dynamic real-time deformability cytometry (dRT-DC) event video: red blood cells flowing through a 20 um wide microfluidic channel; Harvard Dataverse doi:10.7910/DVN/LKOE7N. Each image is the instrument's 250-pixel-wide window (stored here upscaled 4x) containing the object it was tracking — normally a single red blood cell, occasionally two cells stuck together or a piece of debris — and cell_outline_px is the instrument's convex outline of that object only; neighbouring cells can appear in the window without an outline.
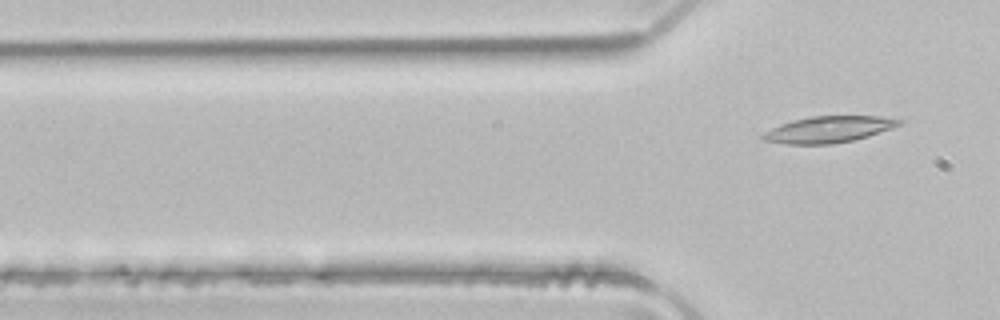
{"species": "common noctule bat (a hibernating species)", "species_latin": "Nyctalus noctula", "temperature_condition": "room temperature", "stored_images_in_passage": 5, "camera_frame_rate_fps": 3000, "um_per_image_px": 0.085, "animal": {"sex": "male", "body_mass_g": 21.5, "forearm_length_mm": 52.0}, "frame": {"image": 1, "passage_image": 5, "time_ms": 1.333, "image_size_px": [1000, 320], "cell_outline_px": [[908, 120], [904, 124], [868, 136], [852, 140], [832, 144], [784, 144], [764, 140], [760, 136], [764, 132], [780, 124], [792, 120], [812, 116], [876, 116]], "centroid_in_image_um": [70.47, 10.99], "position_along_channel_um": 55.3, "area_um2": 21.04}}